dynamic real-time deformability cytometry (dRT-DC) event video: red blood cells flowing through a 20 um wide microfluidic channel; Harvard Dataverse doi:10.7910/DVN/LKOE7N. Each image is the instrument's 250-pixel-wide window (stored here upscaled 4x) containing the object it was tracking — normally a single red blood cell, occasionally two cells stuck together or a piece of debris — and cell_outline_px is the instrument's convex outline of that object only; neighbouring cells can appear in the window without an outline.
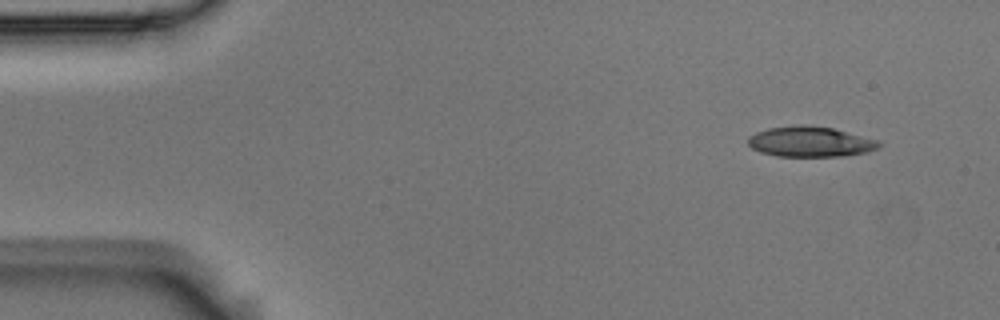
{"species": "Egyptian fruit bat (a non-hibernating species)", "species_latin": "Rousettus aegyptiacus", "temperature_condition": "room temperature", "stored_images_in_passage": 4, "camera_frame_rate_fps": 3000, "um_per_image_px": 0.085, "animal": {"sex": "male"}, "frame": {"image": 1, "passage_image": 1, "time_ms": 0.0, "image_size_px": [1000, 320], "cell_outline_px": [[884, 144], [868, 152], [840, 156], [776, 156], [760, 152], [752, 148], [748, 144], [748, 136], [756, 132], [768, 128], [796, 124], [808, 124], [832, 128], [880, 140]], "centroid_in_image_um": [68.88, 12.03], "position_along_channel_um": 16.1, "area_um2": 23.41}}
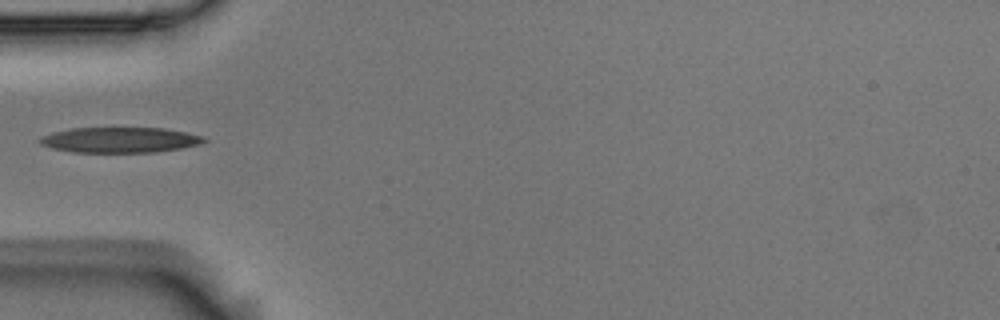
{"frame": {"image": 2, "passage_image": 4, "time_ms": 1.0, "image_size_px": [1000, 320], "cell_outline_px": [[208, 140], [200, 144], [180, 148], [156, 152], [72, 152], [52, 148], [40, 144], [36, 140], [40, 136], [72, 128], [164, 128], [204, 136]], "centroid_in_image_um": [10.17, 11.89], "position_along_channel_um": 74.8, "area_um2": 24.28}}